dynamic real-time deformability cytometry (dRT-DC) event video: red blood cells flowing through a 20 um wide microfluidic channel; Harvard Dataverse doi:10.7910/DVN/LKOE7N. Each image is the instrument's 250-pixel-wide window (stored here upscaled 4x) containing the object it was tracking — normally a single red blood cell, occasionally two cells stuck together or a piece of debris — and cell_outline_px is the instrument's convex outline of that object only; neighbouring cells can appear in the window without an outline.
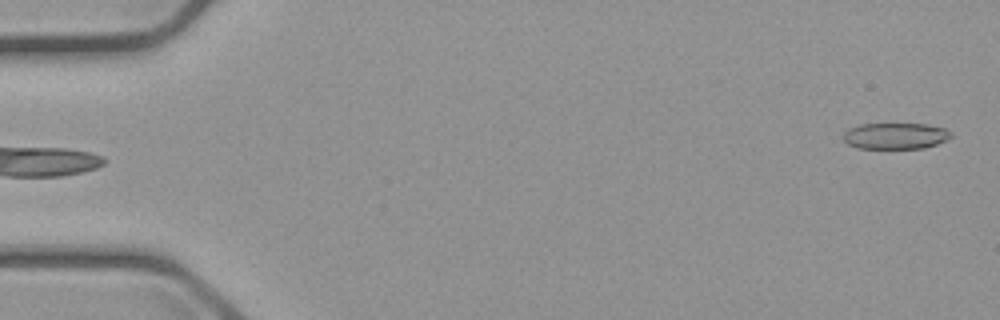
{"species": "common noctule bat (a hibernating species)", "species_latin": "Nyctalus noctula", "temperature_condition": "cold", "stored_images_in_passage": 2, "camera_frame_rate_fps": 3000, "um_per_image_px": 0.085, "animal": {"sex": "male", "body_mass_g": 23.1, "forearm_length_mm": 52.7}, "frame": {"image": 1, "passage_image": 2, "time_ms": 1.0, "image_size_px": [1000, 320], "cell_outline_px": [[952, 136], [936, 144], [924, 148], [860, 148], [848, 144], [844, 140], [844, 132], [848, 128], [860, 124], [928, 124], [944, 128], [952, 132]], "centroid_in_image_um": [76.11, 11.54], "position_along_channel_um": 8.9, "area_um2": 16.36}}